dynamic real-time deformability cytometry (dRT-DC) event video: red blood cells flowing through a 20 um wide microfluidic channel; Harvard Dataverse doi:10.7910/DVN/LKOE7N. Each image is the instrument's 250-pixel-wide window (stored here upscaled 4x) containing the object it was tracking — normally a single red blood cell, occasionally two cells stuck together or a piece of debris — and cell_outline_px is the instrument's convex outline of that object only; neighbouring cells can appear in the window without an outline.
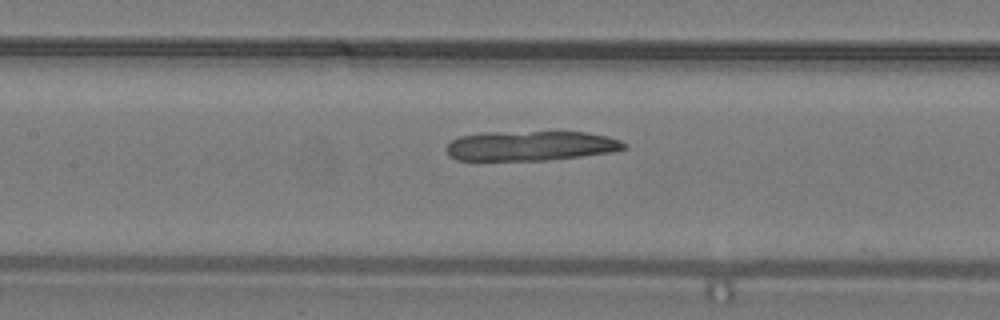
{"species": "common noctule bat (a hibernating species)", "species_latin": "Nyctalus noctula", "temperature_condition": "warm", "stored_images_in_passage": 27, "camera_frame_rate_fps": 3000, "um_per_image_px": 0.085, "animal": {"sex": "male", "body_mass_g": 19.2, "forearm_length_mm": 51.8}, "frame": {"image": 1, "passage_image": 7, "time_ms": 2.0, "image_size_px": [1000, 320], "cell_outline_px": [[628, 148], [616, 152], [544, 160], [456, 160], [448, 156], [444, 148], [452, 140], [460, 136], [484, 132], [588, 132], [608, 136], [620, 140], [628, 144]], "centroid_in_image_um": [45.13, 12.39], "position_along_channel_um": 162.3, "area_um2": 31.15}}
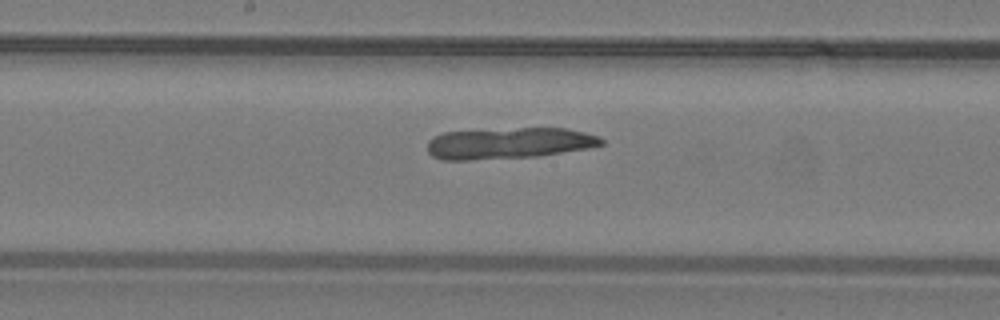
{"frame": {"image": 2, "passage_image": 10, "time_ms": 3.0, "image_size_px": [1000, 320], "cell_outline_px": [[604, 144], [588, 148], [540, 156], [468, 160], [444, 160], [432, 156], [428, 152], [428, 140], [444, 132], [520, 128], [564, 128], [584, 132], [600, 136], [604, 140]], "centroid_in_image_um": [43.28, 12.18], "position_along_channel_um": 204.9, "area_um2": 31.62}}